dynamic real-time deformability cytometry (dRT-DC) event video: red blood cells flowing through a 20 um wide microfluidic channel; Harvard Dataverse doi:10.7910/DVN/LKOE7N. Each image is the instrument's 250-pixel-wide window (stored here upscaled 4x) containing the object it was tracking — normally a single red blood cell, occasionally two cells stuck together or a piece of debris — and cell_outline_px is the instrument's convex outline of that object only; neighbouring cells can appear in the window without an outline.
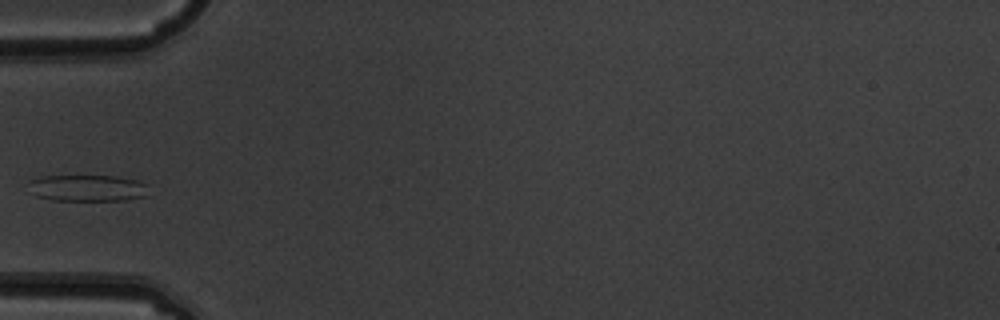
{"species": "common noctule bat (a hibernating species)", "species_latin": "Nyctalus noctula", "temperature_condition": "warm", "stored_images_in_passage": 4, "camera_frame_rate_fps": 3000, "um_per_image_px": 0.085, "animal": {"sex": "male", "body_mass_g": 19.5, "forearm_length_mm": 54.6}, "frame": {"image": 1, "passage_image": 4, "time_ms": 1.0, "image_size_px": [1000, 320], "cell_outline_px": [[148, 184], [144, 196], [124, 200], [52, 200], [36, 196], [32, 192], [28, 180], [40, 176], [120, 176], [136, 180]], "centroid_in_image_um": [7.41, 15.97], "position_along_channel_um": 77.6, "area_um2": 18.5}}